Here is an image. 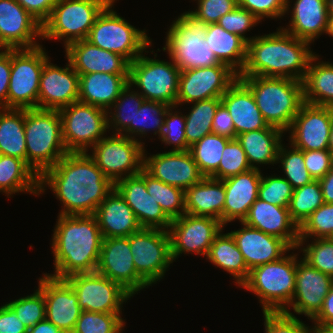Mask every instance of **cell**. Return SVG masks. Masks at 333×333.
<instances>
[{
    "instance_id": "cell-35",
    "label": "cell",
    "mask_w": 333,
    "mask_h": 333,
    "mask_svg": "<svg viewBox=\"0 0 333 333\" xmlns=\"http://www.w3.org/2000/svg\"><path fill=\"white\" fill-rule=\"evenodd\" d=\"M283 133L281 129L269 125L264 129L237 135L236 139L246 153L252 169L260 170L258 164L273 165L277 163Z\"/></svg>"
},
{
    "instance_id": "cell-4",
    "label": "cell",
    "mask_w": 333,
    "mask_h": 333,
    "mask_svg": "<svg viewBox=\"0 0 333 333\" xmlns=\"http://www.w3.org/2000/svg\"><path fill=\"white\" fill-rule=\"evenodd\" d=\"M251 90L257 107L270 126L287 132L305 103L303 83L291 78L238 76Z\"/></svg>"
},
{
    "instance_id": "cell-58",
    "label": "cell",
    "mask_w": 333,
    "mask_h": 333,
    "mask_svg": "<svg viewBox=\"0 0 333 333\" xmlns=\"http://www.w3.org/2000/svg\"><path fill=\"white\" fill-rule=\"evenodd\" d=\"M238 6L247 9L258 20L282 18L286 15L287 0H237Z\"/></svg>"
},
{
    "instance_id": "cell-8",
    "label": "cell",
    "mask_w": 333,
    "mask_h": 333,
    "mask_svg": "<svg viewBox=\"0 0 333 333\" xmlns=\"http://www.w3.org/2000/svg\"><path fill=\"white\" fill-rule=\"evenodd\" d=\"M110 2L97 16L86 38L91 44L124 57L133 62L151 45L144 30L136 29L112 8Z\"/></svg>"
},
{
    "instance_id": "cell-48",
    "label": "cell",
    "mask_w": 333,
    "mask_h": 333,
    "mask_svg": "<svg viewBox=\"0 0 333 333\" xmlns=\"http://www.w3.org/2000/svg\"><path fill=\"white\" fill-rule=\"evenodd\" d=\"M333 234V203L318 207L299 227V243L303 246L309 238H330ZM308 238V239H307Z\"/></svg>"
},
{
    "instance_id": "cell-64",
    "label": "cell",
    "mask_w": 333,
    "mask_h": 333,
    "mask_svg": "<svg viewBox=\"0 0 333 333\" xmlns=\"http://www.w3.org/2000/svg\"><path fill=\"white\" fill-rule=\"evenodd\" d=\"M312 321L323 325H333V284L330 288L329 294L324 298L322 309L312 319Z\"/></svg>"
},
{
    "instance_id": "cell-45",
    "label": "cell",
    "mask_w": 333,
    "mask_h": 333,
    "mask_svg": "<svg viewBox=\"0 0 333 333\" xmlns=\"http://www.w3.org/2000/svg\"><path fill=\"white\" fill-rule=\"evenodd\" d=\"M322 204H324L321 185L318 180L294 189L289 204L292 220L300 227L304 221Z\"/></svg>"
},
{
    "instance_id": "cell-6",
    "label": "cell",
    "mask_w": 333,
    "mask_h": 333,
    "mask_svg": "<svg viewBox=\"0 0 333 333\" xmlns=\"http://www.w3.org/2000/svg\"><path fill=\"white\" fill-rule=\"evenodd\" d=\"M296 254L250 270L242 288L258 296L263 312H284L295 292Z\"/></svg>"
},
{
    "instance_id": "cell-40",
    "label": "cell",
    "mask_w": 333,
    "mask_h": 333,
    "mask_svg": "<svg viewBox=\"0 0 333 333\" xmlns=\"http://www.w3.org/2000/svg\"><path fill=\"white\" fill-rule=\"evenodd\" d=\"M25 109H0V154L26 162Z\"/></svg>"
},
{
    "instance_id": "cell-21",
    "label": "cell",
    "mask_w": 333,
    "mask_h": 333,
    "mask_svg": "<svg viewBox=\"0 0 333 333\" xmlns=\"http://www.w3.org/2000/svg\"><path fill=\"white\" fill-rule=\"evenodd\" d=\"M43 275L39 278L38 289L45 298V318L63 333H72L82 312L77 295L65 279L47 273Z\"/></svg>"
},
{
    "instance_id": "cell-7",
    "label": "cell",
    "mask_w": 333,
    "mask_h": 333,
    "mask_svg": "<svg viewBox=\"0 0 333 333\" xmlns=\"http://www.w3.org/2000/svg\"><path fill=\"white\" fill-rule=\"evenodd\" d=\"M207 23L190 11L181 14L168 28L165 47L180 69L209 67L220 64L204 43Z\"/></svg>"
},
{
    "instance_id": "cell-61",
    "label": "cell",
    "mask_w": 333,
    "mask_h": 333,
    "mask_svg": "<svg viewBox=\"0 0 333 333\" xmlns=\"http://www.w3.org/2000/svg\"><path fill=\"white\" fill-rule=\"evenodd\" d=\"M41 25L49 18L57 0H16Z\"/></svg>"
},
{
    "instance_id": "cell-30",
    "label": "cell",
    "mask_w": 333,
    "mask_h": 333,
    "mask_svg": "<svg viewBox=\"0 0 333 333\" xmlns=\"http://www.w3.org/2000/svg\"><path fill=\"white\" fill-rule=\"evenodd\" d=\"M94 215L103 238L129 237L142 228L133 210L115 188Z\"/></svg>"
},
{
    "instance_id": "cell-68",
    "label": "cell",
    "mask_w": 333,
    "mask_h": 333,
    "mask_svg": "<svg viewBox=\"0 0 333 333\" xmlns=\"http://www.w3.org/2000/svg\"><path fill=\"white\" fill-rule=\"evenodd\" d=\"M326 34H328L329 37H333V13H329L328 15V27Z\"/></svg>"
},
{
    "instance_id": "cell-63",
    "label": "cell",
    "mask_w": 333,
    "mask_h": 333,
    "mask_svg": "<svg viewBox=\"0 0 333 333\" xmlns=\"http://www.w3.org/2000/svg\"><path fill=\"white\" fill-rule=\"evenodd\" d=\"M0 333H27L23 322L7 304L0 307Z\"/></svg>"
},
{
    "instance_id": "cell-31",
    "label": "cell",
    "mask_w": 333,
    "mask_h": 333,
    "mask_svg": "<svg viewBox=\"0 0 333 333\" xmlns=\"http://www.w3.org/2000/svg\"><path fill=\"white\" fill-rule=\"evenodd\" d=\"M221 102L232 117L236 137L241 133L269 126L257 107L251 90L239 78L221 96Z\"/></svg>"
},
{
    "instance_id": "cell-20",
    "label": "cell",
    "mask_w": 333,
    "mask_h": 333,
    "mask_svg": "<svg viewBox=\"0 0 333 333\" xmlns=\"http://www.w3.org/2000/svg\"><path fill=\"white\" fill-rule=\"evenodd\" d=\"M143 169L153 178L186 191L205 176L200 172L189 150L166 151L147 157Z\"/></svg>"
},
{
    "instance_id": "cell-18",
    "label": "cell",
    "mask_w": 333,
    "mask_h": 333,
    "mask_svg": "<svg viewBox=\"0 0 333 333\" xmlns=\"http://www.w3.org/2000/svg\"><path fill=\"white\" fill-rule=\"evenodd\" d=\"M96 272L120 284L132 296L150 286L136 272L130 236L103 238Z\"/></svg>"
},
{
    "instance_id": "cell-3",
    "label": "cell",
    "mask_w": 333,
    "mask_h": 333,
    "mask_svg": "<svg viewBox=\"0 0 333 333\" xmlns=\"http://www.w3.org/2000/svg\"><path fill=\"white\" fill-rule=\"evenodd\" d=\"M310 42L282 28L247 42L246 61L238 76L291 78L303 81L311 58ZM310 49V50H309Z\"/></svg>"
},
{
    "instance_id": "cell-51",
    "label": "cell",
    "mask_w": 333,
    "mask_h": 333,
    "mask_svg": "<svg viewBox=\"0 0 333 333\" xmlns=\"http://www.w3.org/2000/svg\"><path fill=\"white\" fill-rule=\"evenodd\" d=\"M28 329L45 319V298L37 288L33 294L6 303Z\"/></svg>"
},
{
    "instance_id": "cell-33",
    "label": "cell",
    "mask_w": 333,
    "mask_h": 333,
    "mask_svg": "<svg viewBox=\"0 0 333 333\" xmlns=\"http://www.w3.org/2000/svg\"><path fill=\"white\" fill-rule=\"evenodd\" d=\"M289 26L283 28L298 39L314 42L328 27L327 0H296ZM288 28V29H287Z\"/></svg>"
},
{
    "instance_id": "cell-32",
    "label": "cell",
    "mask_w": 333,
    "mask_h": 333,
    "mask_svg": "<svg viewBox=\"0 0 333 333\" xmlns=\"http://www.w3.org/2000/svg\"><path fill=\"white\" fill-rule=\"evenodd\" d=\"M129 74H79L78 101L94 105L107 112L128 84Z\"/></svg>"
},
{
    "instance_id": "cell-50",
    "label": "cell",
    "mask_w": 333,
    "mask_h": 333,
    "mask_svg": "<svg viewBox=\"0 0 333 333\" xmlns=\"http://www.w3.org/2000/svg\"><path fill=\"white\" fill-rule=\"evenodd\" d=\"M252 169L246 153L237 139L230 140L222 153L218 169L210 176L213 179L224 180Z\"/></svg>"
},
{
    "instance_id": "cell-59",
    "label": "cell",
    "mask_w": 333,
    "mask_h": 333,
    "mask_svg": "<svg viewBox=\"0 0 333 333\" xmlns=\"http://www.w3.org/2000/svg\"><path fill=\"white\" fill-rule=\"evenodd\" d=\"M304 162L310 176L319 180L331 170L333 155L329 150L304 151Z\"/></svg>"
},
{
    "instance_id": "cell-43",
    "label": "cell",
    "mask_w": 333,
    "mask_h": 333,
    "mask_svg": "<svg viewBox=\"0 0 333 333\" xmlns=\"http://www.w3.org/2000/svg\"><path fill=\"white\" fill-rule=\"evenodd\" d=\"M230 140L212 133L190 147L194 162L205 177H210L218 169L223 150Z\"/></svg>"
},
{
    "instance_id": "cell-37",
    "label": "cell",
    "mask_w": 333,
    "mask_h": 333,
    "mask_svg": "<svg viewBox=\"0 0 333 333\" xmlns=\"http://www.w3.org/2000/svg\"><path fill=\"white\" fill-rule=\"evenodd\" d=\"M39 178L24 160L0 154V192L7 197L17 192L40 195Z\"/></svg>"
},
{
    "instance_id": "cell-36",
    "label": "cell",
    "mask_w": 333,
    "mask_h": 333,
    "mask_svg": "<svg viewBox=\"0 0 333 333\" xmlns=\"http://www.w3.org/2000/svg\"><path fill=\"white\" fill-rule=\"evenodd\" d=\"M204 43L215 54L219 63L229 66L238 75L246 61L247 43L217 23L207 24Z\"/></svg>"
},
{
    "instance_id": "cell-42",
    "label": "cell",
    "mask_w": 333,
    "mask_h": 333,
    "mask_svg": "<svg viewBox=\"0 0 333 333\" xmlns=\"http://www.w3.org/2000/svg\"><path fill=\"white\" fill-rule=\"evenodd\" d=\"M220 103L221 97L192 102L191 111L185 115V137L189 147L212 134L213 117Z\"/></svg>"
},
{
    "instance_id": "cell-25",
    "label": "cell",
    "mask_w": 333,
    "mask_h": 333,
    "mask_svg": "<svg viewBox=\"0 0 333 333\" xmlns=\"http://www.w3.org/2000/svg\"><path fill=\"white\" fill-rule=\"evenodd\" d=\"M115 189L125 199L142 228H155L168 231L172 220L164 213L160 205L148 194L146 189V171L120 179Z\"/></svg>"
},
{
    "instance_id": "cell-71",
    "label": "cell",
    "mask_w": 333,
    "mask_h": 333,
    "mask_svg": "<svg viewBox=\"0 0 333 333\" xmlns=\"http://www.w3.org/2000/svg\"><path fill=\"white\" fill-rule=\"evenodd\" d=\"M290 3V0H287V8H286V13H287V15H288V11H290L291 12V10H289L290 8H291V5L289 4ZM289 6H290V8H289Z\"/></svg>"
},
{
    "instance_id": "cell-69",
    "label": "cell",
    "mask_w": 333,
    "mask_h": 333,
    "mask_svg": "<svg viewBox=\"0 0 333 333\" xmlns=\"http://www.w3.org/2000/svg\"><path fill=\"white\" fill-rule=\"evenodd\" d=\"M328 150H329V151L331 152V154L333 155V121H332L331 129H330Z\"/></svg>"
},
{
    "instance_id": "cell-39",
    "label": "cell",
    "mask_w": 333,
    "mask_h": 333,
    "mask_svg": "<svg viewBox=\"0 0 333 333\" xmlns=\"http://www.w3.org/2000/svg\"><path fill=\"white\" fill-rule=\"evenodd\" d=\"M206 259L216 267L231 274L238 286H241V284L248 278L250 270L248 269L234 238L229 232L223 234L221 230V232L214 238Z\"/></svg>"
},
{
    "instance_id": "cell-52",
    "label": "cell",
    "mask_w": 333,
    "mask_h": 333,
    "mask_svg": "<svg viewBox=\"0 0 333 333\" xmlns=\"http://www.w3.org/2000/svg\"><path fill=\"white\" fill-rule=\"evenodd\" d=\"M297 249H301L303 259L312 267L333 278V241L330 238H317Z\"/></svg>"
},
{
    "instance_id": "cell-24",
    "label": "cell",
    "mask_w": 333,
    "mask_h": 333,
    "mask_svg": "<svg viewBox=\"0 0 333 333\" xmlns=\"http://www.w3.org/2000/svg\"><path fill=\"white\" fill-rule=\"evenodd\" d=\"M297 256L295 292L289 307L293 308L294 313L304 314L312 320L322 309L333 278L315 269L303 258L299 261Z\"/></svg>"
},
{
    "instance_id": "cell-16",
    "label": "cell",
    "mask_w": 333,
    "mask_h": 333,
    "mask_svg": "<svg viewBox=\"0 0 333 333\" xmlns=\"http://www.w3.org/2000/svg\"><path fill=\"white\" fill-rule=\"evenodd\" d=\"M238 79V74L225 64L181 69L176 107L183 103L221 97Z\"/></svg>"
},
{
    "instance_id": "cell-23",
    "label": "cell",
    "mask_w": 333,
    "mask_h": 333,
    "mask_svg": "<svg viewBox=\"0 0 333 333\" xmlns=\"http://www.w3.org/2000/svg\"><path fill=\"white\" fill-rule=\"evenodd\" d=\"M49 61L44 63L41 73L37 108L60 110L78 101L79 74L69 60L65 68Z\"/></svg>"
},
{
    "instance_id": "cell-54",
    "label": "cell",
    "mask_w": 333,
    "mask_h": 333,
    "mask_svg": "<svg viewBox=\"0 0 333 333\" xmlns=\"http://www.w3.org/2000/svg\"><path fill=\"white\" fill-rule=\"evenodd\" d=\"M177 107H169L166 112L163 131L161 133L162 143L166 145H174L171 151H186L190 147L186 143L185 137V115L179 113L180 111H173Z\"/></svg>"
},
{
    "instance_id": "cell-70",
    "label": "cell",
    "mask_w": 333,
    "mask_h": 333,
    "mask_svg": "<svg viewBox=\"0 0 333 333\" xmlns=\"http://www.w3.org/2000/svg\"><path fill=\"white\" fill-rule=\"evenodd\" d=\"M328 12L333 13V0H327Z\"/></svg>"
},
{
    "instance_id": "cell-2",
    "label": "cell",
    "mask_w": 333,
    "mask_h": 333,
    "mask_svg": "<svg viewBox=\"0 0 333 333\" xmlns=\"http://www.w3.org/2000/svg\"><path fill=\"white\" fill-rule=\"evenodd\" d=\"M53 232L55 272L48 275L65 279L96 272L103 237L94 214L58 215Z\"/></svg>"
},
{
    "instance_id": "cell-57",
    "label": "cell",
    "mask_w": 333,
    "mask_h": 333,
    "mask_svg": "<svg viewBox=\"0 0 333 333\" xmlns=\"http://www.w3.org/2000/svg\"><path fill=\"white\" fill-rule=\"evenodd\" d=\"M197 4V9L190 12L207 24L217 23L222 16L238 6L237 0H197Z\"/></svg>"
},
{
    "instance_id": "cell-55",
    "label": "cell",
    "mask_w": 333,
    "mask_h": 333,
    "mask_svg": "<svg viewBox=\"0 0 333 333\" xmlns=\"http://www.w3.org/2000/svg\"><path fill=\"white\" fill-rule=\"evenodd\" d=\"M265 333H309V326L300 321L290 308L284 312H263Z\"/></svg>"
},
{
    "instance_id": "cell-46",
    "label": "cell",
    "mask_w": 333,
    "mask_h": 333,
    "mask_svg": "<svg viewBox=\"0 0 333 333\" xmlns=\"http://www.w3.org/2000/svg\"><path fill=\"white\" fill-rule=\"evenodd\" d=\"M280 145L277 163H281L284 171V178L291 184L293 189L310 184L314 179L310 176L304 162V151L299 150L290 144L289 148ZM292 148V149H291Z\"/></svg>"
},
{
    "instance_id": "cell-1",
    "label": "cell",
    "mask_w": 333,
    "mask_h": 333,
    "mask_svg": "<svg viewBox=\"0 0 333 333\" xmlns=\"http://www.w3.org/2000/svg\"><path fill=\"white\" fill-rule=\"evenodd\" d=\"M39 185V194L48 186L63 203L59 215L94 214L115 188L87 152L64 155L40 176Z\"/></svg>"
},
{
    "instance_id": "cell-29",
    "label": "cell",
    "mask_w": 333,
    "mask_h": 333,
    "mask_svg": "<svg viewBox=\"0 0 333 333\" xmlns=\"http://www.w3.org/2000/svg\"><path fill=\"white\" fill-rule=\"evenodd\" d=\"M261 176V170L250 169L223 180L225 187L223 226L237 219L243 222L250 207L258 198Z\"/></svg>"
},
{
    "instance_id": "cell-38",
    "label": "cell",
    "mask_w": 333,
    "mask_h": 333,
    "mask_svg": "<svg viewBox=\"0 0 333 333\" xmlns=\"http://www.w3.org/2000/svg\"><path fill=\"white\" fill-rule=\"evenodd\" d=\"M314 55L303 79L304 101L307 104L333 108V64L316 61ZM317 62V64H316Z\"/></svg>"
},
{
    "instance_id": "cell-66",
    "label": "cell",
    "mask_w": 333,
    "mask_h": 333,
    "mask_svg": "<svg viewBox=\"0 0 333 333\" xmlns=\"http://www.w3.org/2000/svg\"><path fill=\"white\" fill-rule=\"evenodd\" d=\"M27 333H63V332L45 318L44 320L39 321L32 328L28 329Z\"/></svg>"
},
{
    "instance_id": "cell-14",
    "label": "cell",
    "mask_w": 333,
    "mask_h": 333,
    "mask_svg": "<svg viewBox=\"0 0 333 333\" xmlns=\"http://www.w3.org/2000/svg\"><path fill=\"white\" fill-rule=\"evenodd\" d=\"M130 249L136 272L151 286L163 279L170 264V236L168 231L141 228L130 235Z\"/></svg>"
},
{
    "instance_id": "cell-5",
    "label": "cell",
    "mask_w": 333,
    "mask_h": 333,
    "mask_svg": "<svg viewBox=\"0 0 333 333\" xmlns=\"http://www.w3.org/2000/svg\"><path fill=\"white\" fill-rule=\"evenodd\" d=\"M24 131L26 163L39 177L68 153L58 110L25 109Z\"/></svg>"
},
{
    "instance_id": "cell-12",
    "label": "cell",
    "mask_w": 333,
    "mask_h": 333,
    "mask_svg": "<svg viewBox=\"0 0 333 333\" xmlns=\"http://www.w3.org/2000/svg\"><path fill=\"white\" fill-rule=\"evenodd\" d=\"M42 47L11 49L7 108H37L41 73L50 58Z\"/></svg>"
},
{
    "instance_id": "cell-11",
    "label": "cell",
    "mask_w": 333,
    "mask_h": 333,
    "mask_svg": "<svg viewBox=\"0 0 333 333\" xmlns=\"http://www.w3.org/2000/svg\"><path fill=\"white\" fill-rule=\"evenodd\" d=\"M58 111L68 153L88 152L107 134L108 112L104 109L76 101Z\"/></svg>"
},
{
    "instance_id": "cell-17",
    "label": "cell",
    "mask_w": 333,
    "mask_h": 333,
    "mask_svg": "<svg viewBox=\"0 0 333 333\" xmlns=\"http://www.w3.org/2000/svg\"><path fill=\"white\" fill-rule=\"evenodd\" d=\"M223 227L218 219L187 213L173 219L168 229L173 262L182 253L207 256L214 238Z\"/></svg>"
},
{
    "instance_id": "cell-10",
    "label": "cell",
    "mask_w": 333,
    "mask_h": 333,
    "mask_svg": "<svg viewBox=\"0 0 333 333\" xmlns=\"http://www.w3.org/2000/svg\"><path fill=\"white\" fill-rule=\"evenodd\" d=\"M169 59L172 61L152 59L142 53L130 63L128 83L140 88L145 100L176 107L181 69Z\"/></svg>"
},
{
    "instance_id": "cell-65",
    "label": "cell",
    "mask_w": 333,
    "mask_h": 333,
    "mask_svg": "<svg viewBox=\"0 0 333 333\" xmlns=\"http://www.w3.org/2000/svg\"><path fill=\"white\" fill-rule=\"evenodd\" d=\"M318 181L321 185L324 203H333V165L331 170Z\"/></svg>"
},
{
    "instance_id": "cell-44",
    "label": "cell",
    "mask_w": 333,
    "mask_h": 333,
    "mask_svg": "<svg viewBox=\"0 0 333 333\" xmlns=\"http://www.w3.org/2000/svg\"><path fill=\"white\" fill-rule=\"evenodd\" d=\"M146 189L171 220L185 214L184 190L155 179L147 172Z\"/></svg>"
},
{
    "instance_id": "cell-13",
    "label": "cell",
    "mask_w": 333,
    "mask_h": 333,
    "mask_svg": "<svg viewBox=\"0 0 333 333\" xmlns=\"http://www.w3.org/2000/svg\"><path fill=\"white\" fill-rule=\"evenodd\" d=\"M143 144L145 145L141 140L112 134L98 141L89 155L104 175L115 184L120 179L139 174L143 169Z\"/></svg>"
},
{
    "instance_id": "cell-34",
    "label": "cell",
    "mask_w": 333,
    "mask_h": 333,
    "mask_svg": "<svg viewBox=\"0 0 333 333\" xmlns=\"http://www.w3.org/2000/svg\"><path fill=\"white\" fill-rule=\"evenodd\" d=\"M225 187L223 180L204 177L185 191V213L218 219L223 225Z\"/></svg>"
},
{
    "instance_id": "cell-49",
    "label": "cell",
    "mask_w": 333,
    "mask_h": 333,
    "mask_svg": "<svg viewBox=\"0 0 333 333\" xmlns=\"http://www.w3.org/2000/svg\"><path fill=\"white\" fill-rule=\"evenodd\" d=\"M169 105L156 101L144 100L135 116V135L140 138L151 129L154 135L161 137Z\"/></svg>"
},
{
    "instance_id": "cell-60",
    "label": "cell",
    "mask_w": 333,
    "mask_h": 333,
    "mask_svg": "<svg viewBox=\"0 0 333 333\" xmlns=\"http://www.w3.org/2000/svg\"><path fill=\"white\" fill-rule=\"evenodd\" d=\"M212 133L231 140L236 139V132L232 117L222 102L218 105L213 117Z\"/></svg>"
},
{
    "instance_id": "cell-22",
    "label": "cell",
    "mask_w": 333,
    "mask_h": 333,
    "mask_svg": "<svg viewBox=\"0 0 333 333\" xmlns=\"http://www.w3.org/2000/svg\"><path fill=\"white\" fill-rule=\"evenodd\" d=\"M42 25L16 0H0V50L40 46Z\"/></svg>"
},
{
    "instance_id": "cell-47",
    "label": "cell",
    "mask_w": 333,
    "mask_h": 333,
    "mask_svg": "<svg viewBox=\"0 0 333 333\" xmlns=\"http://www.w3.org/2000/svg\"><path fill=\"white\" fill-rule=\"evenodd\" d=\"M121 314L82 311L72 333H122L125 321Z\"/></svg>"
},
{
    "instance_id": "cell-26",
    "label": "cell",
    "mask_w": 333,
    "mask_h": 333,
    "mask_svg": "<svg viewBox=\"0 0 333 333\" xmlns=\"http://www.w3.org/2000/svg\"><path fill=\"white\" fill-rule=\"evenodd\" d=\"M241 225H243V228L229 233L234 238L249 270L277 261L285 256L286 252L297 249H292L284 240L278 237L249 227L242 222Z\"/></svg>"
},
{
    "instance_id": "cell-41",
    "label": "cell",
    "mask_w": 333,
    "mask_h": 333,
    "mask_svg": "<svg viewBox=\"0 0 333 333\" xmlns=\"http://www.w3.org/2000/svg\"><path fill=\"white\" fill-rule=\"evenodd\" d=\"M131 89L132 85L128 83L109 109L111 111H108V130L112 129L113 126V134H121L138 140L135 137V116L145 99L138 90L133 91Z\"/></svg>"
},
{
    "instance_id": "cell-15",
    "label": "cell",
    "mask_w": 333,
    "mask_h": 333,
    "mask_svg": "<svg viewBox=\"0 0 333 333\" xmlns=\"http://www.w3.org/2000/svg\"><path fill=\"white\" fill-rule=\"evenodd\" d=\"M65 280L77 295L82 311L122 313L123 303L133 297L120 284L98 272L78 273Z\"/></svg>"
},
{
    "instance_id": "cell-62",
    "label": "cell",
    "mask_w": 333,
    "mask_h": 333,
    "mask_svg": "<svg viewBox=\"0 0 333 333\" xmlns=\"http://www.w3.org/2000/svg\"><path fill=\"white\" fill-rule=\"evenodd\" d=\"M10 72L11 49H2L0 51V109L7 108Z\"/></svg>"
},
{
    "instance_id": "cell-28",
    "label": "cell",
    "mask_w": 333,
    "mask_h": 333,
    "mask_svg": "<svg viewBox=\"0 0 333 333\" xmlns=\"http://www.w3.org/2000/svg\"><path fill=\"white\" fill-rule=\"evenodd\" d=\"M242 223L284 240L292 249L298 247L299 227L290 217L287 207L257 198Z\"/></svg>"
},
{
    "instance_id": "cell-67",
    "label": "cell",
    "mask_w": 333,
    "mask_h": 333,
    "mask_svg": "<svg viewBox=\"0 0 333 333\" xmlns=\"http://www.w3.org/2000/svg\"><path fill=\"white\" fill-rule=\"evenodd\" d=\"M313 323L314 326L309 328V333H333V325H323L314 321Z\"/></svg>"
},
{
    "instance_id": "cell-56",
    "label": "cell",
    "mask_w": 333,
    "mask_h": 333,
    "mask_svg": "<svg viewBox=\"0 0 333 333\" xmlns=\"http://www.w3.org/2000/svg\"><path fill=\"white\" fill-rule=\"evenodd\" d=\"M260 22L247 9L237 6L233 11L222 16L217 24L226 31L240 36L247 43L254 37H246L244 34Z\"/></svg>"
},
{
    "instance_id": "cell-9",
    "label": "cell",
    "mask_w": 333,
    "mask_h": 333,
    "mask_svg": "<svg viewBox=\"0 0 333 333\" xmlns=\"http://www.w3.org/2000/svg\"><path fill=\"white\" fill-rule=\"evenodd\" d=\"M113 0H57L42 24V39L63 40L66 47L87 38L97 16Z\"/></svg>"
},
{
    "instance_id": "cell-19",
    "label": "cell",
    "mask_w": 333,
    "mask_h": 333,
    "mask_svg": "<svg viewBox=\"0 0 333 333\" xmlns=\"http://www.w3.org/2000/svg\"><path fill=\"white\" fill-rule=\"evenodd\" d=\"M333 108L304 103L290 128L291 146L302 150H328Z\"/></svg>"
},
{
    "instance_id": "cell-53",
    "label": "cell",
    "mask_w": 333,
    "mask_h": 333,
    "mask_svg": "<svg viewBox=\"0 0 333 333\" xmlns=\"http://www.w3.org/2000/svg\"><path fill=\"white\" fill-rule=\"evenodd\" d=\"M294 189L291 184L282 176H261L258 188V198L281 207H289Z\"/></svg>"
},
{
    "instance_id": "cell-27",
    "label": "cell",
    "mask_w": 333,
    "mask_h": 333,
    "mask_svg": "<svg viewBox=\"0 0 333 333\" xmlns=\"http://www.w3.org/2000/svg\"><path fill=\"white\" fill-rule=\"evenodd\" d=\"M66 58L78 74H129L130 63L122 56L91 44L86 39L65 47Z\"/></svg>"
}]
</instances>
